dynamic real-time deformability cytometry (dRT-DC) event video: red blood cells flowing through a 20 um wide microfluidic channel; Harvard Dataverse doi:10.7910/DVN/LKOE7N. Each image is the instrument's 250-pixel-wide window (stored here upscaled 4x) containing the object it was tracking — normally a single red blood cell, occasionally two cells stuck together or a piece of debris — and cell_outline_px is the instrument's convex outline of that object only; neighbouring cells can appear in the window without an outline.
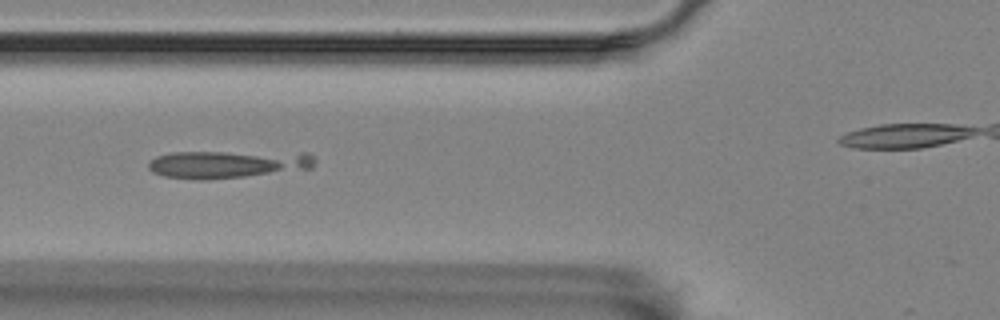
{"species": "Egyptian fruit bat (a non-hibernating species)", "species_latin": "Rousettus aegyptiacus", "temperature_condition": "room temperature", "stored_images_in_passage": 7, "camera_frame_rate_fps": 3000, "um_per_image_px": 0.085, "animal": {"sex": "female"}, "frame": {"image": 1, "passage_image": 5, "time_ms": 1.333, "image_size_px": [1000, 320], "cell_outline_px": [[316, 164], [312, 168], [244, 176], [204, 180], [200, 180], [164, 176], [152, 172], [148, 168], [148, 164], [156, 156], [172, 152], [308, 152], [316, 160]], "centroid_in_image_um": [19.37, 13.94], "position_along_channel_um": 106.4, "area_um2": 26.82}}